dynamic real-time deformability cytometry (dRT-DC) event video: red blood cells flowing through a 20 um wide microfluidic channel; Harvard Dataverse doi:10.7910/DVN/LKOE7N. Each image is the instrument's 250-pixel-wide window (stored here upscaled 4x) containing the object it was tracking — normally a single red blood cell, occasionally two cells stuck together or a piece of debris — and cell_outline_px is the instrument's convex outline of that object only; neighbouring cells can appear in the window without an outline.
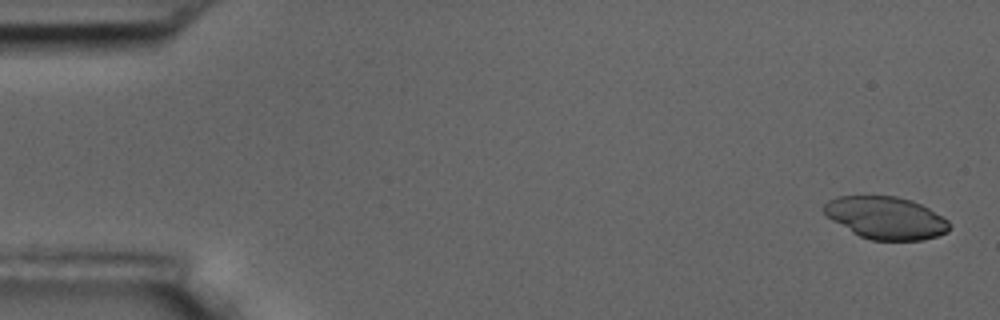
{"species": "common noctule bat (a hibernating species)", "species_latin": "Nyctalus noctula", "temperature_condition": "room temperature", "stored_images_in_passage": 5, "camera_frame_rate_fps": 3000, "um_per_image_px": 0.085, "animal": {"sex": "male", "body_mass_g": 17.5, "forearm_length_mm": 52.3}, "frame": {"image": 1, "passage_image": 1, "time_ms": 0.0, "image_size_px": [1000, 320], "cell_outline_px": [[948, 232], [936, 236], [920, 240], [872, 240], [860, 236], [852, 232], [832, 220], [824, 212], [824, 204], [828, 200], [836, 196], [896, 196], [912, 200], [928, 208], [948, 220]], "centroid_in_image_um": [75.28, 18.51], "position_along_channel_um": 9.7, "area_um2": 30.69}}